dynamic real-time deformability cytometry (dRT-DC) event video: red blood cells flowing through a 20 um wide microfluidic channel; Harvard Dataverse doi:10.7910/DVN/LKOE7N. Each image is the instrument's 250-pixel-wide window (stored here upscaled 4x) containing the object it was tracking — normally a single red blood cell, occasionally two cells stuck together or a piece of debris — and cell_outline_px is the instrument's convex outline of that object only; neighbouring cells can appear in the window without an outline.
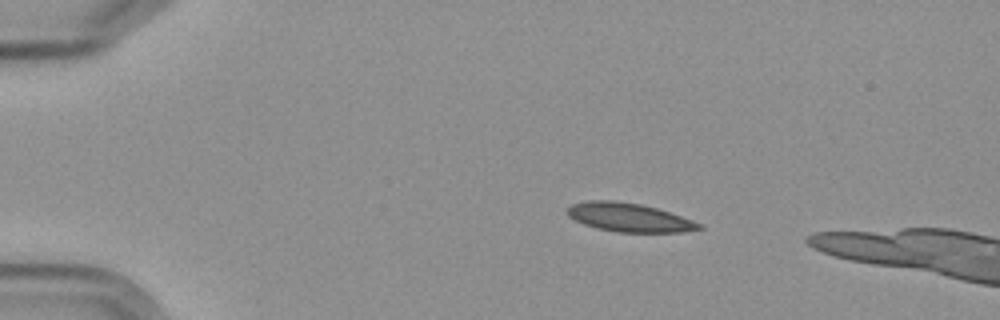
{"species": "Egyptian fruit bat (a non-hibernating species)", "species_latin": "Rousettus aegyptiacus", "temperature_condition": "cold", "stored_images_in_passage": 3, "camera_frame_rate_fps": 3000, "um_per_image_px": 0.085, "frame": {"image": 1, "passage_image": 1, "time_ms": 0.0, "image_size_px": [1000, 320], "cell_outline_px": [[704, 228], [684, 232], [616, 232], [584, 224], [568, 216], [564, 212], [572, 204], [588, 200], [616, 200], [640, 204], [656, 208], [704, 224]], "centroid_in_image_um": [53.47, 18.48], "position_along_channel_um": 31.5, "area_um2": 21.96}}